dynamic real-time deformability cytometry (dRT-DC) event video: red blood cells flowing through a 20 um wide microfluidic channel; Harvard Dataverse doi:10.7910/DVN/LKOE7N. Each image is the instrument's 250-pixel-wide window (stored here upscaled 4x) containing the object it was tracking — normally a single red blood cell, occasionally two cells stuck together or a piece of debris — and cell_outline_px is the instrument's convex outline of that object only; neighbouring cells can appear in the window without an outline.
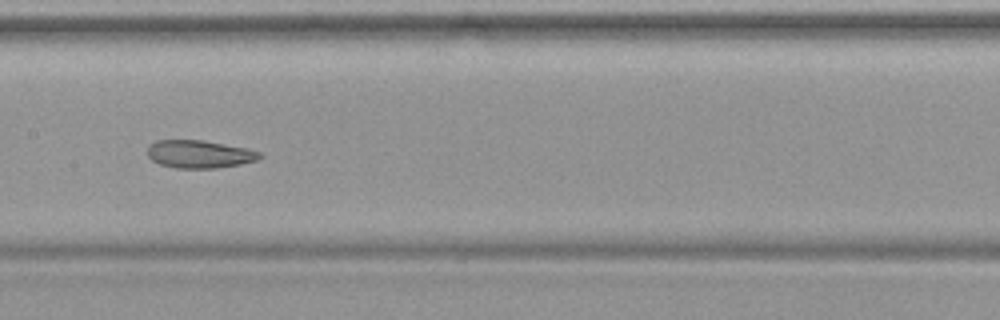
{"species": "common noctule bat (a hibernating species)", "species_latin": "Nyctalus noctula", "temperature_condition": "warm", "stored_images_in_passage": 35, "camera_frame_rate_fps": 3000, "um_per_image_px": 0.085, "animal": {"sex": "female", "body_mass_g": 19.9}, "frame": {"image": 1, "passage_image": 11, "time_ms": 3.333, "image_size_px": [1000, 320], "cell_outline_px": [[264, 156], [256, 160], [240, 164], [216, 168], [176, 168], [160, 164], [152, 160], [148, 156], [148, 144], [156, 140], [204, 140], [248, 148], [260, 152]], "centroid_in_image_um": [16.95, 13.09], "position_along_channel_um": 190.4, "area_um2": 18.32}}
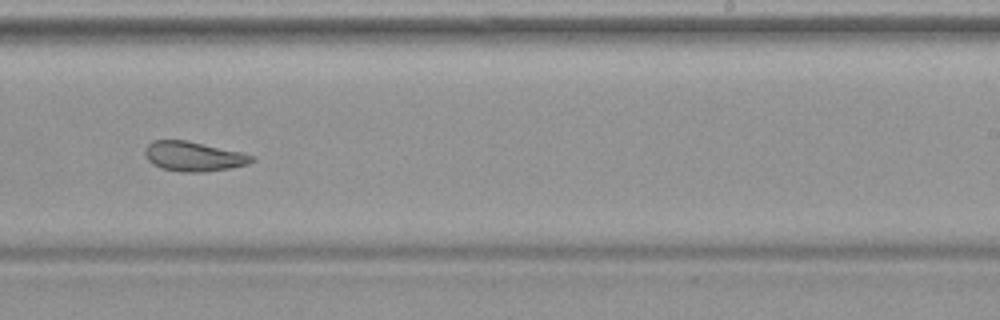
{"frame": {"image": 2, "passage_image": 17, "time_ms": 5.333, "image_size_px": [1000, 320], "cell_outline_px": [[256, 160], [248, 164], [232, 168], [204, 172], [180, 172], [160, 168], [152, 164], [144, 156], [144, 148], [152, 140], [188, 140], [240, 152], [256, 156]], "centroid_in_image_um": [16.44, 13.3], "position_along_channel_um": 272.6, "area_um2": 18.79}}
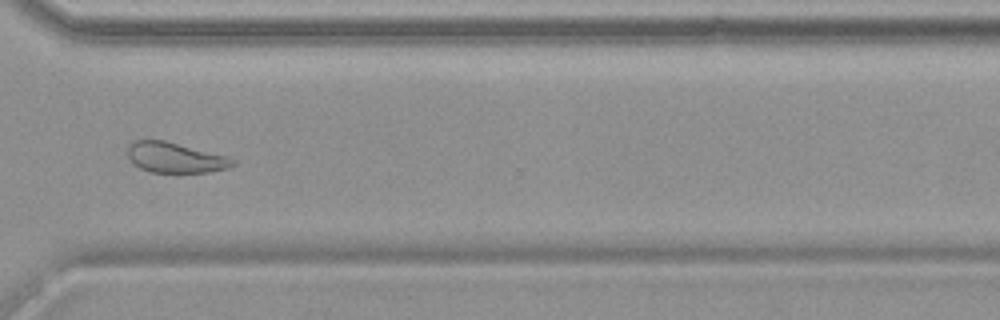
{"frame": {"image": 3, "passage_image": 23, "time_ms": 7.333, "image_size_px": [1000, 320], "cell_outline_px": [[236, 164], [228, 168], [208, 172], [148, 172], [132, 164], [128, 156], [128, 144], [136, 140], [164, 140], [228, 156], [236, 160]], "centroid_in_image_um": [14.89, 13.4], "position_along_channel_um": 355.7, "area_um2": 18.67}}